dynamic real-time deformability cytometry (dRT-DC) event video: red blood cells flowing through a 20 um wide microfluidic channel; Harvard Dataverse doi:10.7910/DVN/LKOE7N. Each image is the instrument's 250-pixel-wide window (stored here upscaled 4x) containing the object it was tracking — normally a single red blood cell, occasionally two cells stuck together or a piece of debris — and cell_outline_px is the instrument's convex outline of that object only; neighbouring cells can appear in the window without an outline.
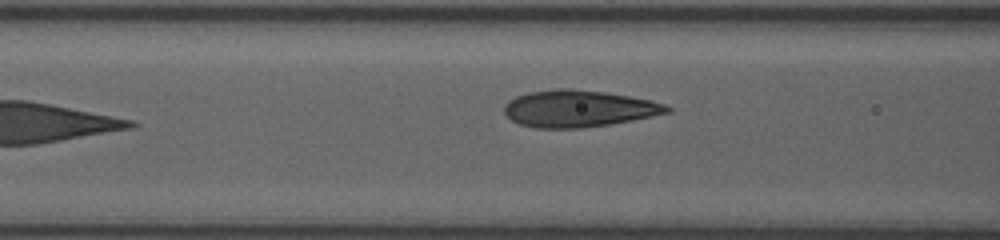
{"species": "human", "species_latin": "Homo sapiens", "temperature_condition": "room temperature", "stored_images_in_passage": 13, "segment_of_instrument_passage": [2, 2], "camera_frame_rate_fps": 3000, "um_per_image_px": 0.085, "donor": {"sex": "female"}, "frame": {"image": 1, "passage_image": 13, "time_ms": 4.0, "image_size_px": [1000, 240], "cell_outline_px": [[672, 112], [652, 116], [608, 124], [580, 128], [536, 128], [520, 124], [512, 120], [504, 112], [504, 104], [508, 100], [516, 96], [528, 92], [552, 88], [572, 88], [608, 92], [652, 100], [668, 104], [672, 108]], "centroid_in_image_um": [49.19, 9.21], "position_along_channel_um": 117.4, "area_um2": 35.26}}